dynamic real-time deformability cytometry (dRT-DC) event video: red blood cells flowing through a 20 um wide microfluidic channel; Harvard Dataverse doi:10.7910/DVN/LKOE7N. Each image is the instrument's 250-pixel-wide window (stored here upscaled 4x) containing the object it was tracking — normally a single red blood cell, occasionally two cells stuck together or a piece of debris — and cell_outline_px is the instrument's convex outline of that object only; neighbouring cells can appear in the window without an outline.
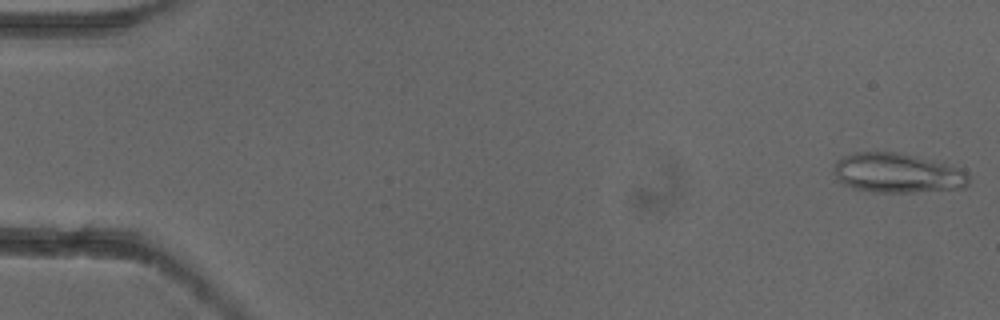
{"species": "common noctule bat (a hibernating species)", "species_latin": "Nyctalus noctula", "temperature_condition": "cold", "stored_images_in_passage": 4, "camera_frame_rate_fps": 3000, "um_per_image_px": 0.085, "animal": {"sex": "female"}, "frame": {"image": 1, "passage_image": 1, "time_ms": 0.0, "image_size_px": [1000, 320], "cell_outline_px": [[968, 184], [964, 188], [912, 192], [876, 192], [852, 188], [844, 184], [836, 176], [836, 160], [852, 152], [896, 152], [916, 156], [932, 160], [960, 168], [968, 176]], "centroid_in_image_um": [76.28, 14.71], "position_along_channel_um": 8.7, "area_um2": 30.81}}